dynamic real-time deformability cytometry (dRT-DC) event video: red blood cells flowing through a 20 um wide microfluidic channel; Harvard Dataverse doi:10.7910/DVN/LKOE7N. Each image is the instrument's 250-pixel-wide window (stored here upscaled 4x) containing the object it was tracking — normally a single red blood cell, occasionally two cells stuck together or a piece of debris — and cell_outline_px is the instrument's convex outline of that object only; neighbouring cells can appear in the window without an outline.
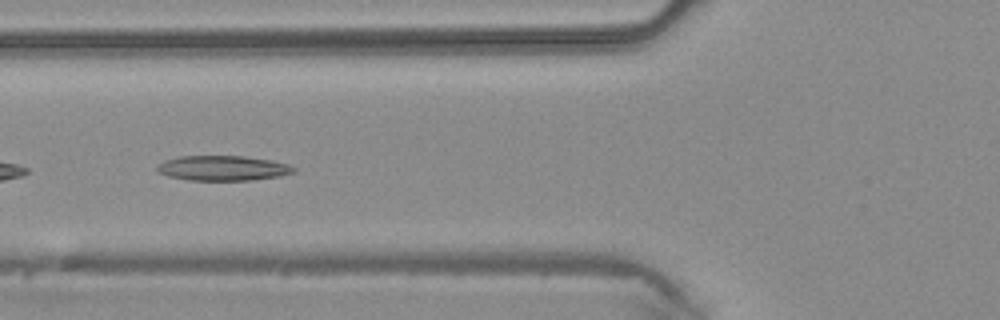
{"species": "common noctule bat (a hibernating species)", "species_latin": "Nyctalus noctula", "temperature_condition": "warm", "stored_images_in_passage": 9, "camera_frame_rate_fps": 3000, "um_per_image_px": 0.085, "animal": {"sex": "male", "body_mass_g": 20.4}, "frame": {"image": 1, "passage_image": 4, "time_ms": 1.0, "image_size_px": [1000, 320], "cell_outline_px": [[296, 172], [280, 176], [252, 180], [188, 180], [168, 176], [156, 172], [156, 168], [164, 160], [180, 156], [244, 156], [272, 160], [288, 164], [296, 168]], "centroid_in_image_um": [18.95, 14.29], "position_along_channel_um": 106.8, "area_um2": 20.0}}